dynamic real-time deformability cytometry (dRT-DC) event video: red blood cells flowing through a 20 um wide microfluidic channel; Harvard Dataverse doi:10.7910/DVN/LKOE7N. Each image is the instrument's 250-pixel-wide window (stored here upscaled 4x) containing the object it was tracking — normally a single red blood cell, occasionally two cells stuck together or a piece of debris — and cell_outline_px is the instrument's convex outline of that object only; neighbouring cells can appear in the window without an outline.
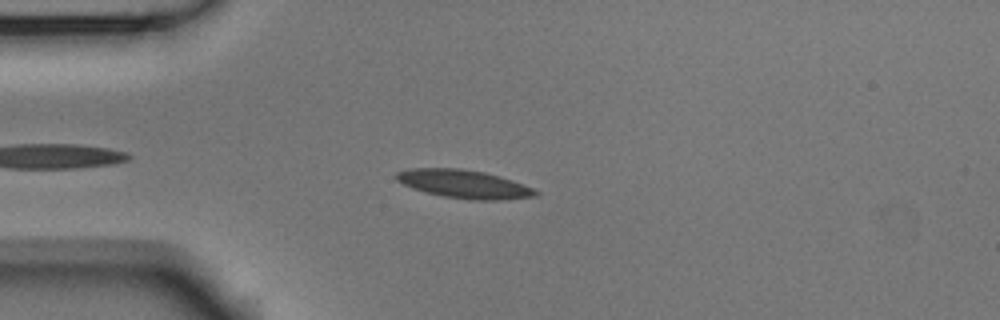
{"species": "Egyptian fruit bat (a non-hibernating species)", "species_latin": "Rousettus aegyptiacus", "temperature_condition": "room temperature", "stored_images_in_passage": 6, "camera_frame_rate_fps": 3000, "um_per_image_px": 0.085, "animal": {"sex": "male"}, "frame": {"image": 1, "passage_image": 4, "time_ms": 1.0, "image_size_px": [1000, 320], "cell_outline_px": [[540, 192], [536, 196], [504, 200], [468, 200], [444, 196], [412, 188], [396, 180], [396, 172], [408, 168], [460, 168], [484, 172], [500, 176], [524, 184]], "centroid_in_image_um": [39.46, 15.64], "position_along_channel_um": 45.5, "area_um2": 23.0}}
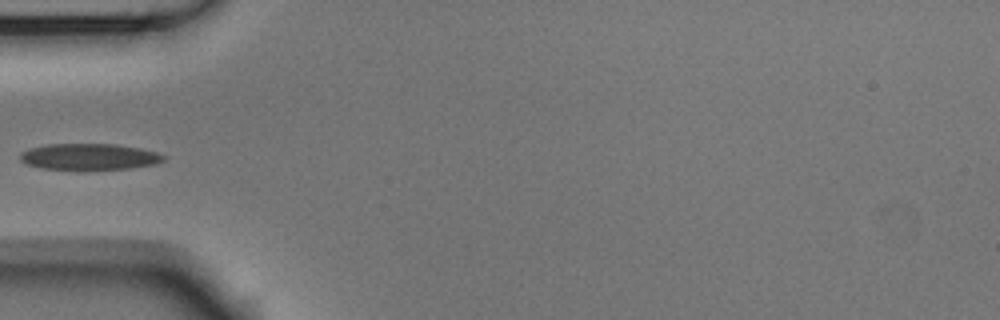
{"frame": {"image": 2, "passage_image": 5, "time_ms": 1.333, "image_size_px": [1000, 320], "cell_outline_px": [[164, 160], [156, 164], [132, 168], [84, 172], [80, 172], [40, 168], [28, 164], [20, 160], [20, 152], [32, 148], [48, 144], [116, 144], [140, 148], [156, 152], [164, 156]], "centroid_in_image_um": [7.58, 13.36], "position_along_channel_um": 77.4, "area_um2": 22.77}}
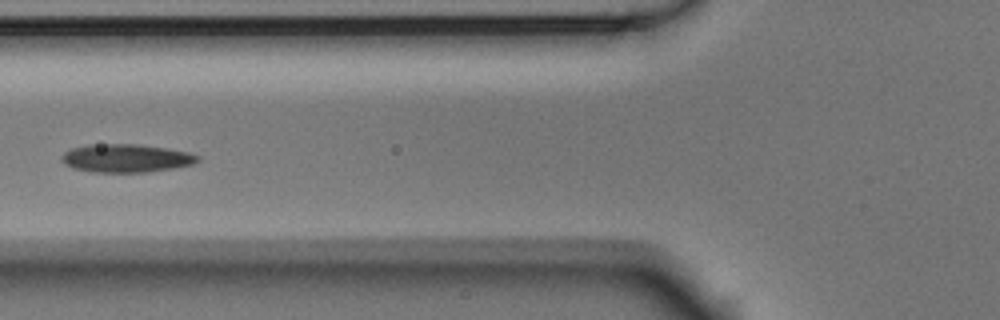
{"frame": {"image": 3, "passage_image": 6, "time_ms": 1.667, "image_size_px": [1000, 320], "cell_outline_px": [[200, 160], [192, 164], [172, 168], [148, 172], [92, 172], [72, 168], [64, 164], [60, 160], [60, 156], [64, 152], [72, 148], [88, 144], [136, 144], [168, 148], [188, 152], [200, 156]], "centroid_in_image_um": [10.68, 13.44], "position_along_channel_um": 115.1, "area_um2": 22.54}}